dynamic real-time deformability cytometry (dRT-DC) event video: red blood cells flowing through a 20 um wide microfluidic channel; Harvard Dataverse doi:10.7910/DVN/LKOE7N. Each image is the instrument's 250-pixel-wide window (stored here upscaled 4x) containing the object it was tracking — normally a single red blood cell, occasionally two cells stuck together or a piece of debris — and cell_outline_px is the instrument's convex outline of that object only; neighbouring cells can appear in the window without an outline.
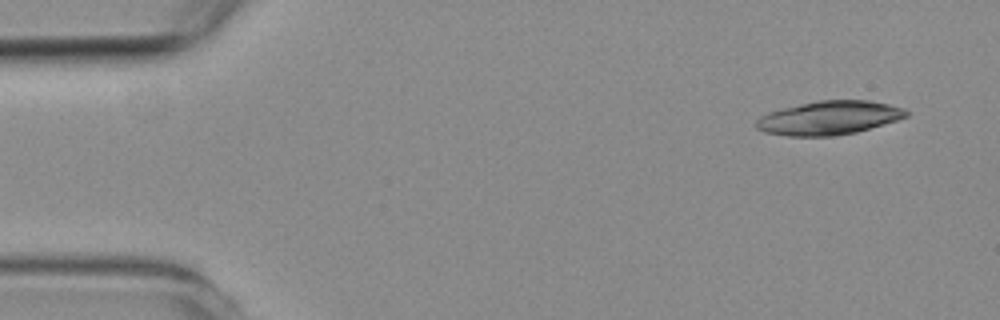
{"species": "common noctule bat (a hibernating species)", "species_latin": "Nyctalus noctula", "temperature_condition": "room temperature", "stored_images_in_passage": 2, "camera_frame_rate_fps": 3000, "um_per_image_px": 0.085, "animal": {"sex": "female", "body_mass_g": 19.3, "forearm_length_mm": 54.1}, "frame": {"image": 1, "passage_image": 1, "time_ms": 0.0, "image_size_px": [1000, 320], "cell_outline_px": [[912, 112], [908, 116], [896, 120], [856, 132], [832, 136], [788, 136], [764, 132], [756, 128], [756, 120], [760, 116], [768, 112], [816, 100], [868, 100], [888, 104], [904, 108]], "centroid_in_image_um": [70.47, 10.01], "position_along_channel_um": 14.5, "area_um2": 29.48}}